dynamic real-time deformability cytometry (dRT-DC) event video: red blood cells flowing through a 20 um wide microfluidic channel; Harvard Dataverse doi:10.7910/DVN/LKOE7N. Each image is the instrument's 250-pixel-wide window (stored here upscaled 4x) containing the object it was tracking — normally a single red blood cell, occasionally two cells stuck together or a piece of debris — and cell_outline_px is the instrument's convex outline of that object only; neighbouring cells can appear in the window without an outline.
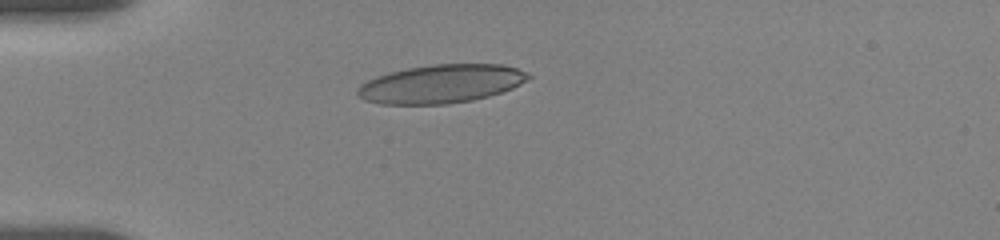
{"species": "human", "species_latin": "Homo sapiens", "temperature_condition": "room temperature", "stored_images_in_passage": 11, "camera_frame_rate_fps": 3000, "um_per_image_px": 0.085, "donor": {"sex": "female"}, "frame": {"image": 1, "passage_image": 7, "time_ms": 4.667, "image_size_px": [1000, 240], "cell_outline_px": [[532, 76], [520, 84], [512, 88], [488, 96], [472, 100], [448, 104], [380, 104], [364, 100], [356, 96], [356, 88], [360, 84], [376, 76], [408, 68], [432, 64], [504, 64], [528, 72]], "centroid_in_image_um": [37.47, 7.13], "position_along_channel_um": 47.5, "area_um2": 38.38}}
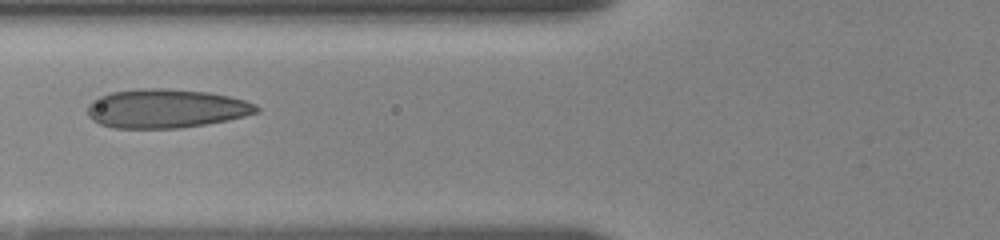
{"frame": {"image": 2, "passage_image": 10, "time_ms": 7.0, "image_size_px": [1000, 240], "cell_outline_px": [[260, 108], [256, 112], [244, 116], [228, 120], [180, 128], [112, 128], [100, 124], [92, 120], [88, 116], [88, 104], [92, 100], [100, 96], [112, 92], [144, 88], [160, 88], [208, 92], [228, 96], [244, 100], [256, 104]], "centroid_in_image_um": [14.08, 9.23], "position_along_channel_um": 111.7, "area_um2": 38.21}}